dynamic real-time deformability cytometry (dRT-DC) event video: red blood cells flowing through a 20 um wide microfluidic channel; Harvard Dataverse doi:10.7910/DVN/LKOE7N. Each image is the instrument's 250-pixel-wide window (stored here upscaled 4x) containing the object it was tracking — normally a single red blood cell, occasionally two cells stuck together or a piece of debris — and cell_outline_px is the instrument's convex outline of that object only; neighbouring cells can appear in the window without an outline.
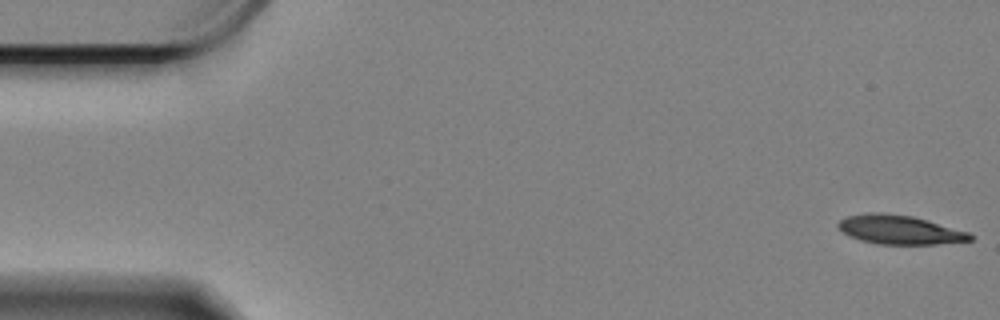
{"species": "Egyptian fruit bat (a non-hibernating species)", "species_latin": "Rousettus aegyptiacus", "temperature_condition": "cold", "stored_images_in_passage": 59, "camera_frame_rate_fps": 3000, "um_per_image_px": 0.085, "animal": {"sex": "female"}, "frame": {"image": 1, "passage_image": 1, "time_ms": 0.0, "image_size_px": [1000, 320], "cell_outline_px": [[976, 236], [972, 240], [936, 244], [880, 244], [860, 240], [844, 232], [836, 224], [840, 220], [848, 216], [868, 212], [884, 212], [912, 216], [968, 232]], "centroid_in_image_um": [76.48, 19.52], "position_along_channel_um": 8.5, "area_um2": 22.08}}
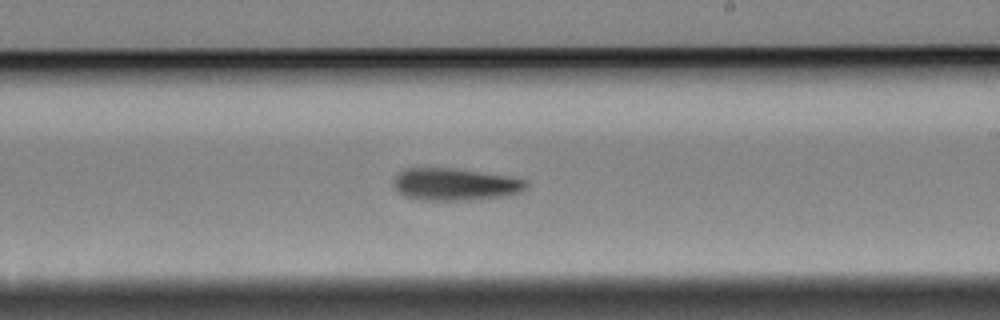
{"frame": {"image": 2, "passage_image": 34, "time_ms": 11.0, "image_size_px": [1000, 320], "cell_outline_px": [[528, 188], [520, 192], [508, 196], [468, 200], [420, 200], [404, 196], [392, 184], [396, 176], [404, 168], [452, 168], [508, 176], [528, 180]], "centroid_in_image_um": [38.71, 15.67], "position_along_channel_um": 250.3, "area_um2": 25.03}}
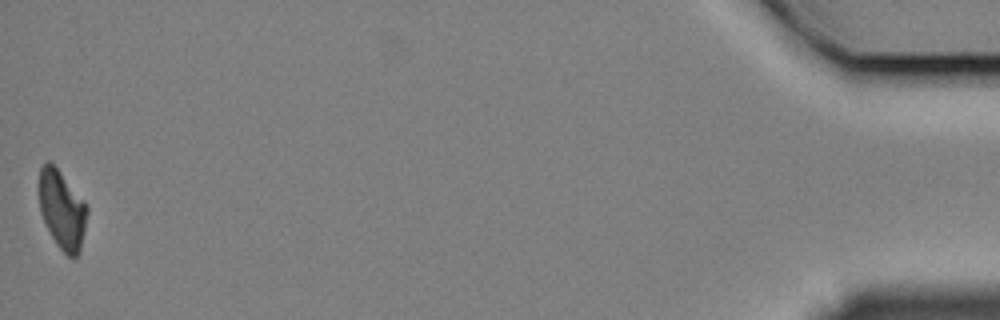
{"frame": {"image": 3, "passage_image": 59, "time_ms": 19.333, "image_size_px": [1000, 320], "cell_outline_px": [[88, 212], [80, 252], [72, 260], [56, 244], [40, 212], [36, 188], [40, 168], [48, 160], [56, 168], [88, 204]], "centroid_in_image_um": [5.25, 17.82], "position_along_channel_um": 429.9, "area_um2": 22.37}, "authors_computed_cell_mechanics": {"area_um2": 24.3338, "velocity_mm_per_s": 3.312, "shape_relaxation_time_tau1_ms": 4.3512, "shape_relaxation_time_tau2_ms": null, "deformation_change_tau1": 0.1567, "deformation_change_tau2": null}}